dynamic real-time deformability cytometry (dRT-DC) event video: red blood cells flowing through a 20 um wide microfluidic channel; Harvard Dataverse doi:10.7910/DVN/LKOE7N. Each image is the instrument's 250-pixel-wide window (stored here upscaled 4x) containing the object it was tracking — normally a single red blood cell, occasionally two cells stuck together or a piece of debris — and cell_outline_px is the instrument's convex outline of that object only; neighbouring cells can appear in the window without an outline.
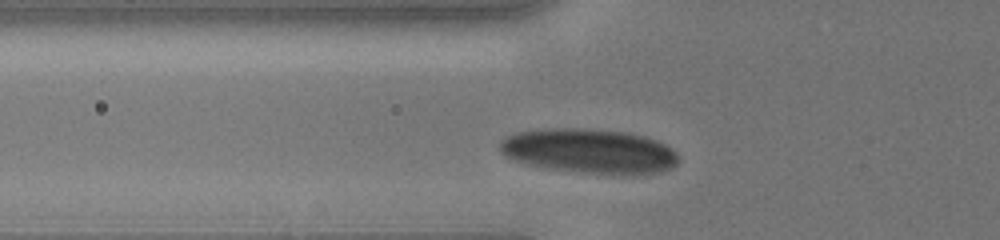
{"species": "human", "species_latin": "Homo sapiens", "temperature_condition": "cold", "stored_images_in_passage": 5, "camera_frame_rate_fps": 3000, "um_per_image_px": 0.085, "donor": {"sex": "male"}, "frame": {"image": 1, "passage_image": 2, "time_ms": 0.333, "image_size_px": [1000, 240], "cell_outline_px": [[680, 160], [672, 168], [660, 172], [632, 176], [584, 172], [552, 168], [532, 164], [516, 160], [504, 156], [500, 152], [500, 140], [508, 136], [520, 132], [548, 128], [584, 128], [628, 132], [644, 136], [656, 140], [672, 148], [676, 152]], "centroid_in_image_um": [50.17, 12.84], "position_along_channel_um": 75.6, "area_um2": 46.47}}